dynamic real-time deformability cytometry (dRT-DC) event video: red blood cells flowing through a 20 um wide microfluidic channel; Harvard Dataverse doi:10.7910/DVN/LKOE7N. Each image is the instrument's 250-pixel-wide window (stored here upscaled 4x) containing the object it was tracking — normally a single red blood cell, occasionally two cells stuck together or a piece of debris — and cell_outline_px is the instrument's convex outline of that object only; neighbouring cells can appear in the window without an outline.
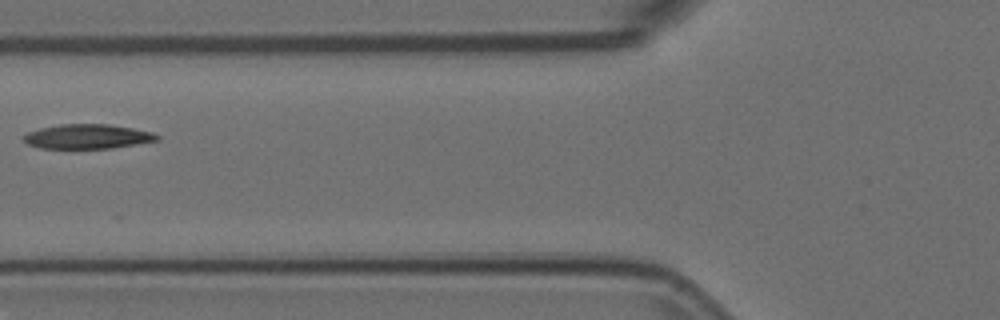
{"species": "Egyptian fruit bat (a non-hibernating species)", "species_latin": "Rousettus aegyptiacus", "temperature_condition": "room temperature", "stored_images_in_passage": 7, "camera_frame_rate_fps": 3000, "um_per_image_px": 0.085, "animal": {"sex": "female"}, "frame": {"image": 1, "passage_image": 6, "time_ms": 1.667, "image_size_px": [1000, 320], "cell_outline_px": [[160, 140], [112, 148], [40, 148], [28, 144], [24, 140], [24, 136], [28, 132], [40, 128], [60, 124], [108, 124], [132, 128], [152, 132], [160, 136]], "centroid_in_image_um": [7.46, 11.6], "position_along_channel_um": 118.3, "area_um2": 18.96}}
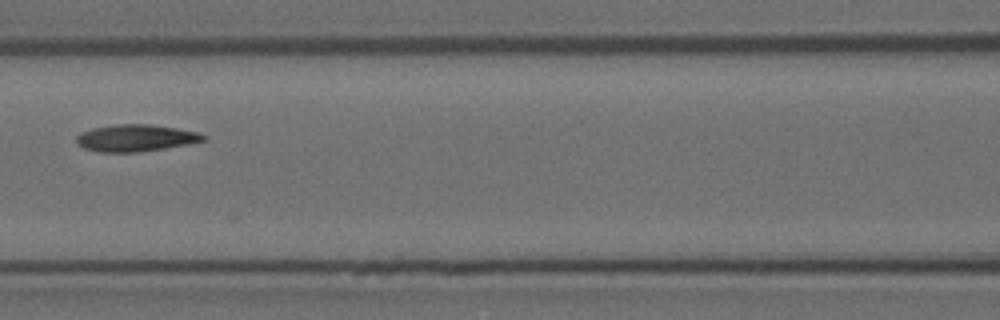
{"frame": {"image": 2, "passage_image": 7, "time_ms": 2.0, "image_size_px": [1000, 320], "cell_outline_px": [[208, 136], [204, 140], [188, 144], [164, 148], [136, 152], [100, 152], [84, 148], [76, 144], [76, 136], [80, 132], [92, 128], [120, 124], [148, 124], [176, 128], [196, 132]], "centroid_in_image_um": [11.49, 11.73], "position_along_channel_um": 155.1, "area_um2": 19.77}}